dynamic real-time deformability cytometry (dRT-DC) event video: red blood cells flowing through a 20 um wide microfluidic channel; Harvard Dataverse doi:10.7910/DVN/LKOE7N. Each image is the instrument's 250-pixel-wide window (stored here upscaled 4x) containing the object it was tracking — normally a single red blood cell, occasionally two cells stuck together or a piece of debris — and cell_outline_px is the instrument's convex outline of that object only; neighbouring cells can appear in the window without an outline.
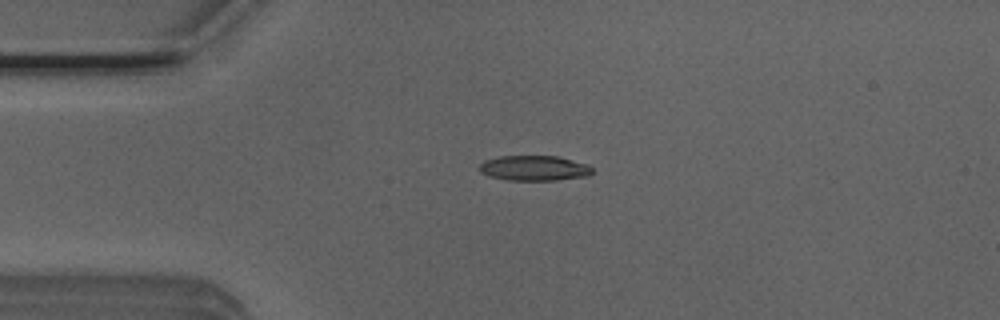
{"species": "Egyptian fruit bat (a non-hibernating species)", "species_latin": "Rousettus aegyptiacus", "temperature_condition": "room temperature", "stored_images_in_passage": 41, "camera_frame_rate_fps": 3000, "um_per_image_px": 0.085, "animal": {"sex": "male"}, "frame": {"image": 1, "passage_image": 1, "time_ms": 0.0, "image_size_px": [1000, 320], "cell_outline_px": [[592, 172], [588, 176], [556, 180], [508, 180], [488, 176], [480, 172], [480, 164], [484, 160], [500, 156], [556, 156], [588, 164], [592, 168]], "centroid_in_image_um": [45.4, 14.29], "position_along_channel_um": 39.6, "area_um2": 16.53}}
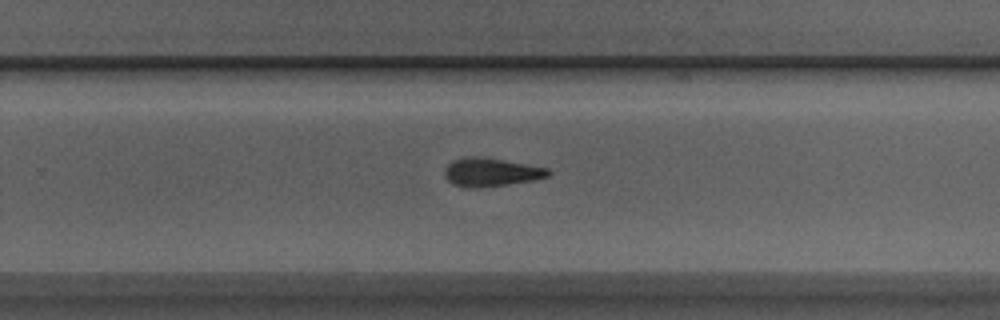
{"frame": {"image": 2, "passage_image": 22, "time_ms": 7.0, "image_size_px": [1000, 320], "cell_outline_px": [[552, 172], [548, 176], [536, 180], [480, 188], [468, 188], [452, 184], [444, 176], [444, 168], [452, 160], [468, 156], [476, 156], [504, 160], [548, 168]], "centroid_in_image_um": [41.71, 14.64], "position_along_channel_um": 288.1, "area_um2": 17.34}}
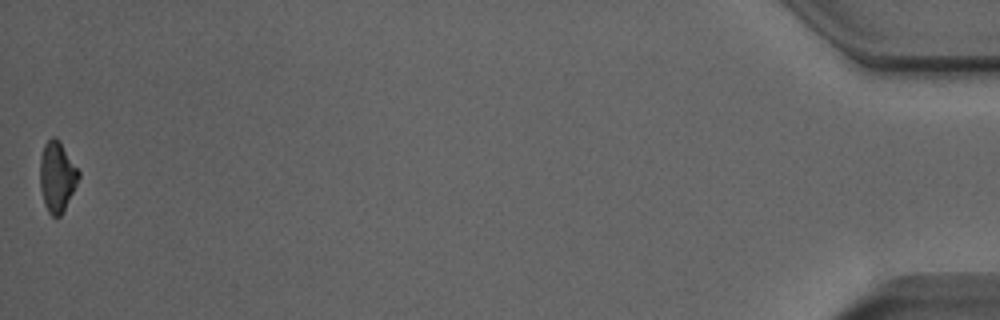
{"frame": {"image": 3, "passage_image": 41, "time_ms": 13.333, "image_size_px": [1000, 320], "cell_outline_px": [[80, 176], [64, 212], [60, 216], [52, 216], [48, 212], [44, 204], [40, 188], [40, 156], [44, 144], [52, 136], [56, 136], [60, 140], [80, 172]], "centroid_in_image_um": [4.85, 15.0], "position_along_channel_um": 430.4, "area_um2": 16.07}, "authors_computed_cell_mechanics": {"area_um2": 16.6464, "velocity_mm_per_s": 3.8951, "shape_relaxation_time_tau1_ms": 4.2264, "shape_relaxation_time_tau2_ms": null, "deformation_change_tau1": 0.1735, "deformation_change_tau2": null}}